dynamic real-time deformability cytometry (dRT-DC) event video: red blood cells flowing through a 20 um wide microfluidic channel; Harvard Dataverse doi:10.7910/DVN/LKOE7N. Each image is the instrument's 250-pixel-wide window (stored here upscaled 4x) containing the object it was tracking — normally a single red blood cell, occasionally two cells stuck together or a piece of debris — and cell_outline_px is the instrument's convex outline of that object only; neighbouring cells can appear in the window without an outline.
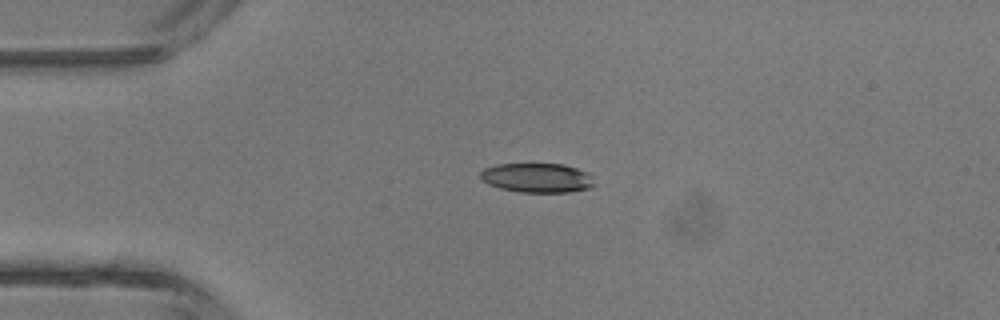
{"species": "common noctule bat (a hibernating species)", "species_latin": "Nyctalus noctula", "temperature_condition": "room temperature", "stored_images_in_passage": 4, "camera_frame_rate_fps": 3000, "um_per_image_px": 0.085, "animal": {"sex": "male", "body_mass_g": 13.3}, "frame": {"image": 1, "passage_image": 3, "time_ms": 2.333, "image_size_px": [1000, 320], "cell_outline_px": [[596, 184], [588, 188], [568, 192], [520, 192], [500, 188], [488, 184], [480, 176], [480, 172], [484, 168], [496, 164], [564, 164], [588, 172], [592, 176]], "centroid_in_image_um": [45.67, 15.11], "position_along_channel_um": 39.3, "area_um2": 19.54}}